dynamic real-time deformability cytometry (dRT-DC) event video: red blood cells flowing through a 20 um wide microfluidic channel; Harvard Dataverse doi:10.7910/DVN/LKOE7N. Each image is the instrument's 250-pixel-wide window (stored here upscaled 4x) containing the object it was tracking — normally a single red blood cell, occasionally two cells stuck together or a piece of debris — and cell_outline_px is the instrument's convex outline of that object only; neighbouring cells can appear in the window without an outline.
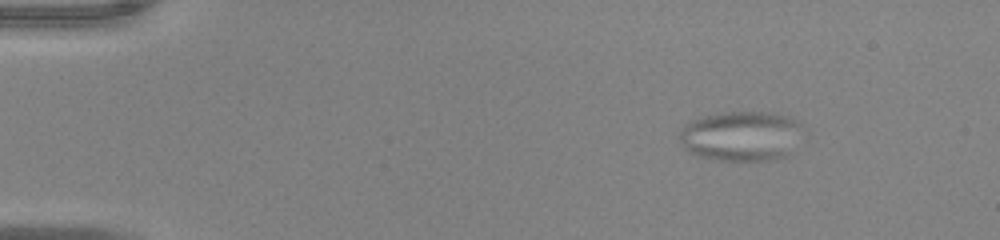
{"species": "common noctule bat (a hibernating species)", "species_latin": "Nyctalus noctula", "temperature_condition": "warm", "stored_images_in_passage": 47, "camera_frame_rate_fps": 3000, "um_per_image_px": 0.085, "animal": {"sex": "male", "body_mass_g": 20.0, "forearm_length_mm": 53.3}, "frame": {"image": 1, "passage_image": 1, "time_ms": 0.0, "image_size_px": [1000, 240], "cell_outline_px": [[800, 124], [784, 156], [768, 160], [720, 160], [696, 156], [688, 152], [684, 148], [680, 140], [680, 128], [684, 124], [692, 120], [704, 116], [724, 112], [768, 112], [784, 116]], "centroid_in_image_um": [62.81, 11.56], "position_along_channel_um": 22.2, "area_um2": 34.68}}
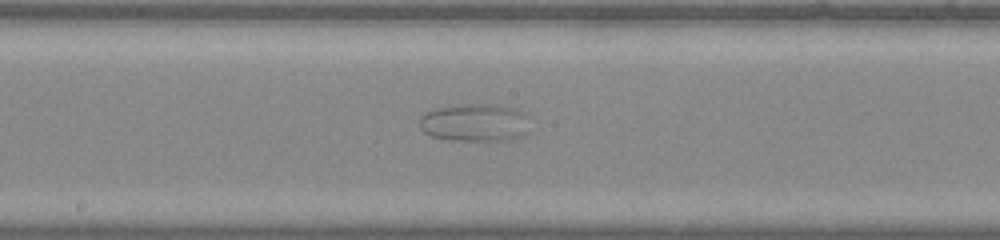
{"frame": {"image": 2, "passage_image": 23, "time_ms": 7.333, "image_size_px": [1000, 240], "cell_outline_px": [[532, 132], [524, 136], [512, 140], [452, 140], [432, 136], [424, 132], [420, 128], [420, 116], [424, 112], [436, 108], [456, 104], [496, 104], [512, 108], [524, 112], [532, 116]], "centroid_in_image_um": [40.49, 10.42], "position_along_channel_um": 207.7, "area_um2": 25.26}}
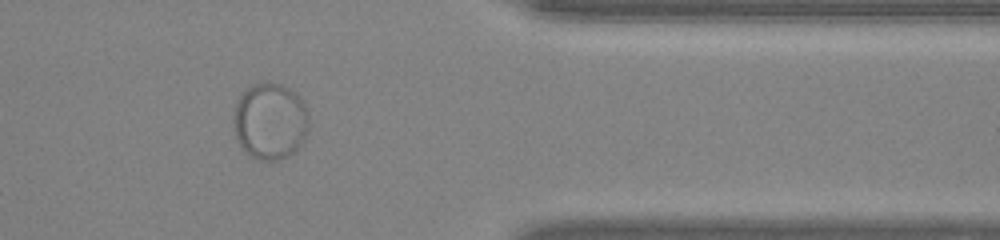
{"frame": {"image": 3, "passage_image": 38, "time_ms": 12.333, "image_size_px": [1000, 240], "cell_outline_px": [[308, 128], [304, 140], [296, 152], [280, 160], [260, 160], [252, 156], [240, 144], [236, 136], [232, 120], [236, 104], [244, 88], [252, 84], [264, 80], [268, 80], [284, 84], [296, 92], [304, 104], [308, 116]], "centroid_in_image_um": [22.97, 10.25], "position_along_channel_um": 388.4, "area_um2": 34.22}}